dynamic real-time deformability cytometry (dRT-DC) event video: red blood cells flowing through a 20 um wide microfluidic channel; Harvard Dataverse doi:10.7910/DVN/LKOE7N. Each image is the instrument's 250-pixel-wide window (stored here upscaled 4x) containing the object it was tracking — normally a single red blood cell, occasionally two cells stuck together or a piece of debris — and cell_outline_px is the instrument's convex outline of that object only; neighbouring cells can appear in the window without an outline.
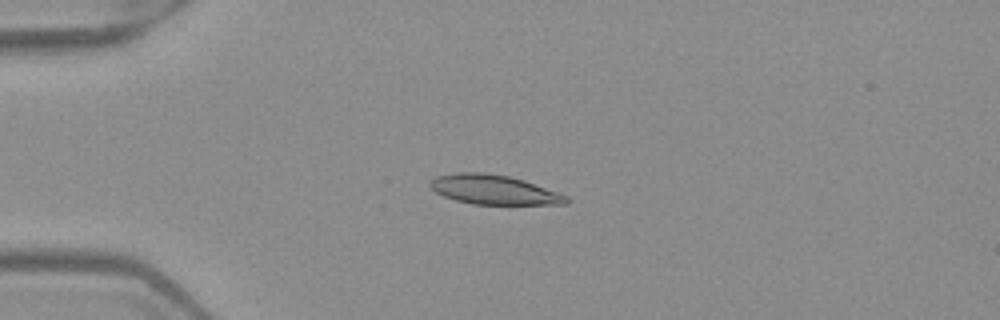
{"species": "Egyptian fruit bat (a non-hibernating species)", "species_latin": "Rousettus aegyptiacus", "temperature_condition": "warm", "stored_images_in_passage": 2, "camera_frame_rate_fps": 3000, "um_per_image_px": 0.085, "frame": {"image": 1, "passage_image": 1, "time_ms": 0.0, "image_size_px": [1000, 320], "cell_outline_px": [[572, 200], [568, 204], [472, 204], [456, 200], [444, 196], [436, 192], [428, 184], [428, 180], [436, 176], [456, 172], [484, 172], [508, 176], [524, 180], [568, 196]], "centroid_in_image_um": [41.97, 16.12], "position_along_channel_um": 43.0, "area_um2": 23.47}}